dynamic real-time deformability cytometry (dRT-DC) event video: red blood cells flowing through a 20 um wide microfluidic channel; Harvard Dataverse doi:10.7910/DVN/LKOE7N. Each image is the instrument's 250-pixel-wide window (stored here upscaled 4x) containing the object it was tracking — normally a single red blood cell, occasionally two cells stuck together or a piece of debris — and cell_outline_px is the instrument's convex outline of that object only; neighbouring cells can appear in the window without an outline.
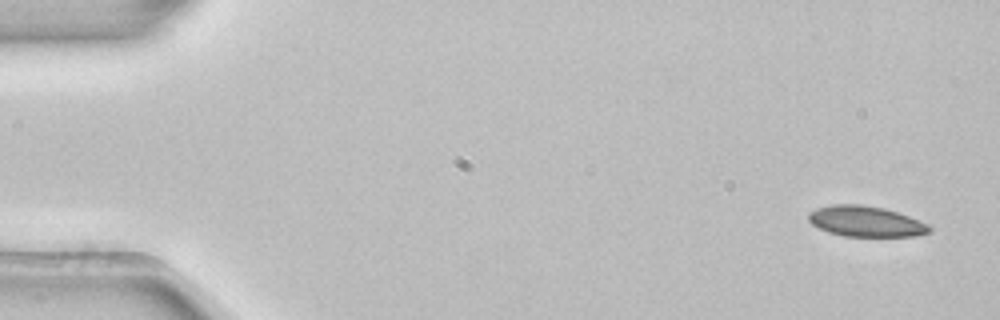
{"species": "common noctule bat (a hibernating species)", "species_latin": "Nyctalus noctula", "temperature_condition": "room temperature", "stored_images_in_passage": 4, "camera_frame_rate_fps": 3000, "um_per_image_px": 0.085, "animal": {"sex": "female", "body_mass_g": 22.7, "forearm_length_mm": 54.2}, "frame": {"image": 1, "passage_image": 1, "time_ms": 0.0, "image_size_px": [1000, 320], "cell_outline_px": [[932, 232], [916, 236], [844, 236], [828, 232], [812, 224], [808, 220], [808, 212], [816, 208], [832, 204], [860, 204], [884, 208], [908, 216], [928, 224], [932, 228]], "centroid_in_image_um": [73.58, 18.81], "position_along_channel_um": 11.4, "area_um2": 21.62}}
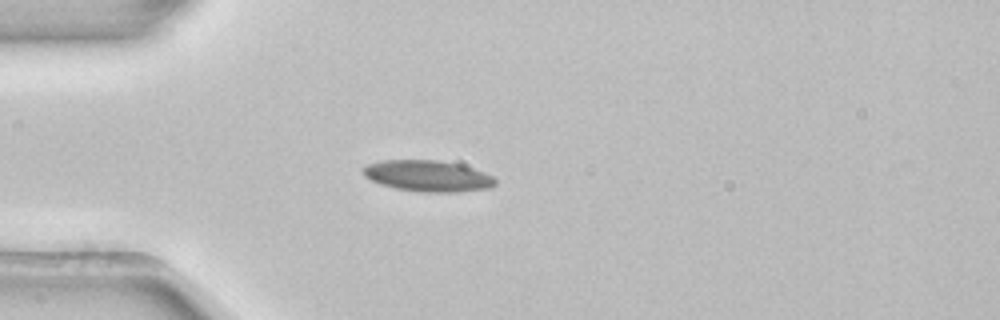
{"frame": {"image": 2, "passage_image": 4, "time_ms": 1.0, "image_size_px": [1000, 320], "cell_outline_px": [[496, 184], [492, 188], [456, 192], [420, 192], [396, 188], [372, 180], [364, 176], [364, 168], [368, 164], [380, 160], [436, 160], [460, 164], [484, 172], [492, 176], [496, 180]], "centroid_in_image_um": [36.41, 14.95], "position_along_channel_um": 48.6, "area_um2": 23.87}}